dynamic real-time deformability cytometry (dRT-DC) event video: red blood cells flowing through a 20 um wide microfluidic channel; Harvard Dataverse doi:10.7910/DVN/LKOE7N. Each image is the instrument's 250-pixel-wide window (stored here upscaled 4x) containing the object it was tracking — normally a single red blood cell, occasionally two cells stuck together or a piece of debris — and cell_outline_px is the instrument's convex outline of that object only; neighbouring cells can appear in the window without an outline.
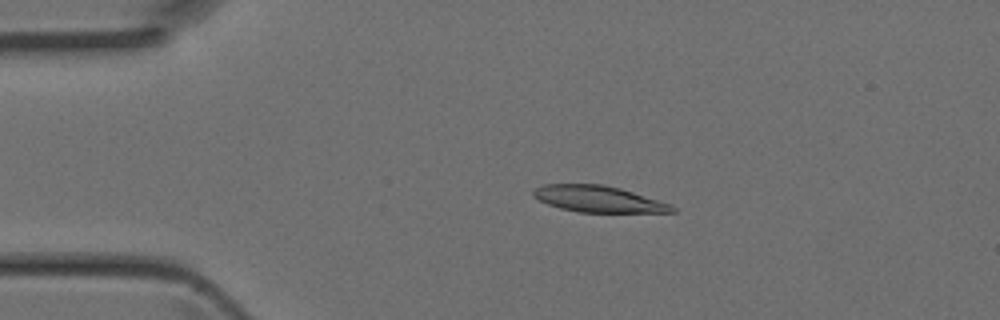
{"species": "Egyptian fruit bat (a non-hibernating species)", "species_latin": "Rousettus aegyptiacus", "temperature_condition": "room temperature", "stored_images_in_passage": 37, "camera_frame_rate_fps": 3000, "um_per_image_px": 0.085, "animal": {"sex": "female"}, "frame": {"image": 1, "passage_image": 2, "time_ms": 0.333, "image_size_px": [1000, 320], "cell_outline_px": [[676, 212], [580, 212], [560, 208], [548, 204], [532, 196], [532, 192], [536, 188], [544, 184], [604, 184], [620, 188], [672, 204], [676, 208]], "centroid_in_image_um": [50.88, 16.91], "position_along_channel_um": 34.1, "area_um2": 21.27}}
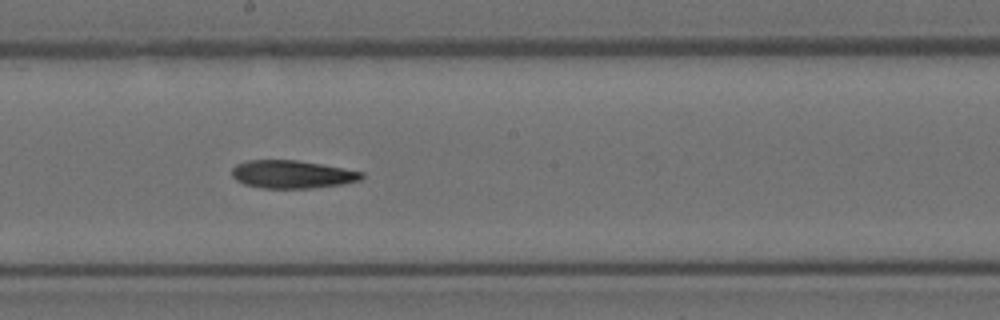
{"frame": {"image": 2, "passage_image": 17, "time_ms": 5.333, "image_size_px": [1000, 320], "cell_outline_px": [[364, 176], [360, 180], [344, 184], [312, 188], [264, 188], [244, 184], [236, 180], [232, 176], [232, 168], [236, 164], [248, 160], [296, 160], [320, 164], [364, 172]], "centroid_in_image_um": [24.82, 14.82], "position_along_channel_um": 223.4, "area_um2": 21.1}}
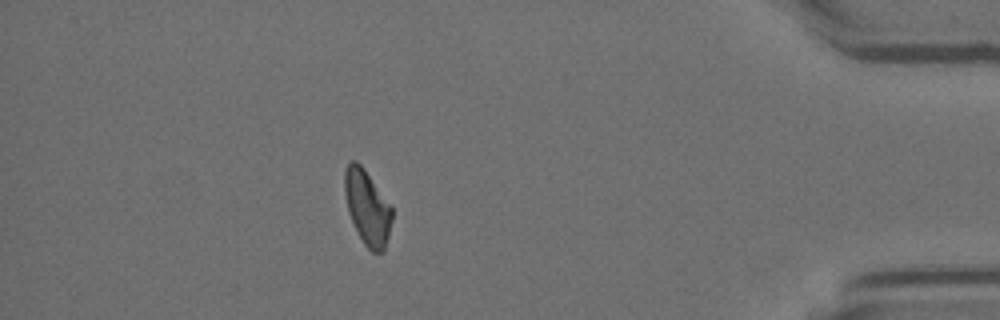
{"frame": {"image": 3, "passage_image": 32, "time_ms": 10.333, "image_size_px": [1000, 320], "cell_outline_px": [[392, 220], [384, 252], [372, 252], [364, 244], [348, 212], [344, 192], [344, 168], [352, 160], [356, 160], [360, 164], [392, 204]], "centroid_in_image_um": [31.23, 17.61], "position_along_channel_um": 404.0, "area_um2": 20.69}}